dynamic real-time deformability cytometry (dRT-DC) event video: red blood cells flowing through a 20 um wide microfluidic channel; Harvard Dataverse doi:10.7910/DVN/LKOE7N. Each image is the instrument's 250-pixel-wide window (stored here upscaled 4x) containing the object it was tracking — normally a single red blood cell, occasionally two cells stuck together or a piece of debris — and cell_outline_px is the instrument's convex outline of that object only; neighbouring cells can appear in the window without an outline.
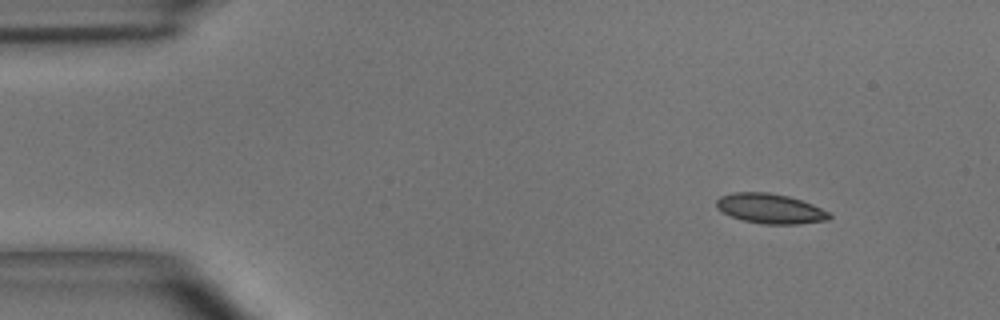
{"species": "common noctule bat (a hibernating species)", "species_latin": "Nyctalus noctula", "temperature_condition": "room temperature", "stored_images_in_passage": 4, "segment_of_instrument_passage": [2, 2], "camera_frame_rate_fps": 3000, "um_per_image_px": 0.085, "animal": {"sex": "male", "body_mass_g": 15.6}, "frame": {"image": 1, "passage_image": 4, "time_ms": 1.0, "image_size_px": [1000, 320], "cell_outline_px": [[832, 216], [828, 220], [800, 224], [764, 224], [744, 220], [732, 216], [716, 208], [716, 200], [720, 196], [732, 192], [768, 192], [788, 196], [812, 204], [828, 212]], "centroid_in_image_um": [65.46, 17.72], "position_along_channel_um": 19.5, "area_um2": 19.54}}